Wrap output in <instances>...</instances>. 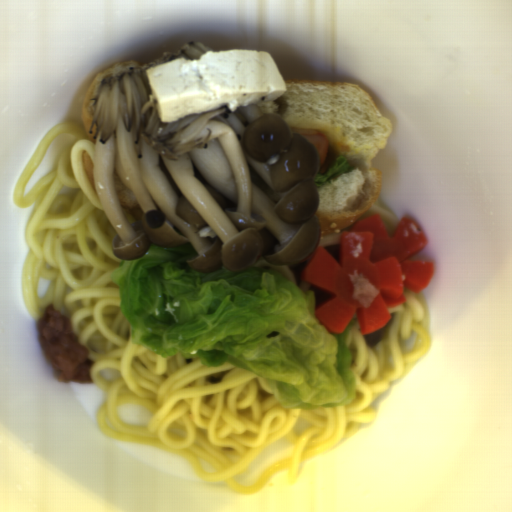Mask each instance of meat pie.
I'll list each match as a JSON object with an SVG mask.
<instances>
[{
	"instance_id": "1",
	"label": "meat pie",
	"mask_w": 512,
	"mask_h": 512,
	"mask_svg": "<svg viewBox=\"0 0 512 512\" xmlns=\"http://www.w3.org/2000/svg\"><path fill=\"white\" fill-rule=\"evenodd\" d=\"M291 131L298 134L299 136L306 139L309 143H311L318 155H319V169L317 174L325 173V165L327 163V154H328V143L329 140L326 134L322 133L319 130L312 129L309 127H289Z\"/></svg>"
}]
</instances>
